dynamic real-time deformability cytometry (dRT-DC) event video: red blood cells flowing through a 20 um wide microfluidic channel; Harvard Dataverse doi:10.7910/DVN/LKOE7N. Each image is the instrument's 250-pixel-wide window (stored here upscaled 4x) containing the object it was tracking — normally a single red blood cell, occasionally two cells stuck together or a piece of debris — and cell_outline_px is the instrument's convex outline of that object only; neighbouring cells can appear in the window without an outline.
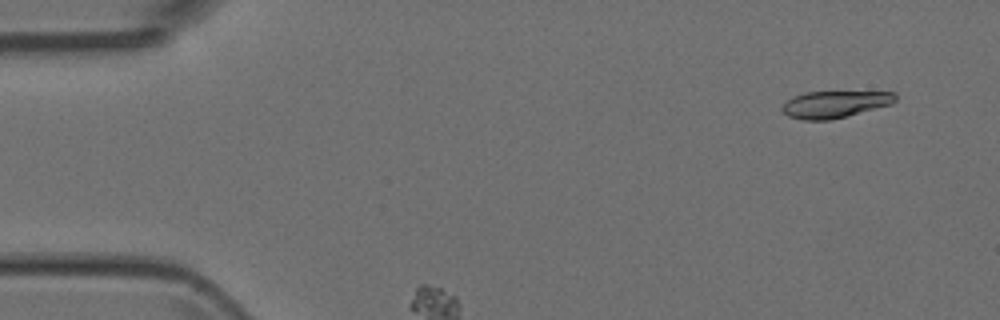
{"species": "Egyptian fruit bat (a non-hibernating species)", "species_latin": "Rousettus aegyptiacus", "temperature_condition": "room temperature", "stored_images_in_passage": 6, "camera_frame_rate_fps": 3000, "um_per_image_px": 0.085, "animal": {"sex": "female"}, "frame": {"image": 1, "passage_image": 1, "time_ms": 0.0, "image_size_px": [1000, 320], "cell_outline_px": [[896, 100], [892, 104], [828, 120], [804, 120], [788, 116], [780, 108], [792, 96], [804, 92], [896, 92]], "centroid_in_image_um": [70.93, 8.85], "position_along_channel_um": 14.1, "area_um2": 17.51}}
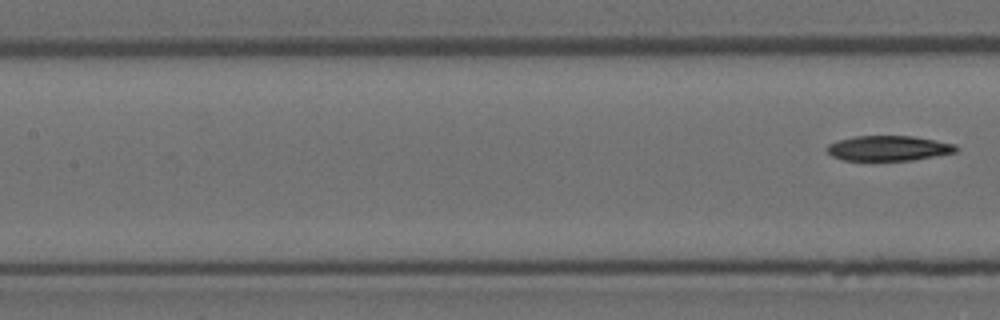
{"frame": {"image": 2, "passage_image": 6, "time_ms": 5.667, "image_size_px": [1000, 320], "cell_outline_px": [[960, 148], [956, 152], [912, 160], [844, 160], [832, 156], [824, 148], [828, 144], [840, 140], [856, 136], [912, 136], [956, 144]], "centroid_in_image_um": [75.53, 12.6], "position_along_channel_um": 131.9, "area_um2": 18.79}}